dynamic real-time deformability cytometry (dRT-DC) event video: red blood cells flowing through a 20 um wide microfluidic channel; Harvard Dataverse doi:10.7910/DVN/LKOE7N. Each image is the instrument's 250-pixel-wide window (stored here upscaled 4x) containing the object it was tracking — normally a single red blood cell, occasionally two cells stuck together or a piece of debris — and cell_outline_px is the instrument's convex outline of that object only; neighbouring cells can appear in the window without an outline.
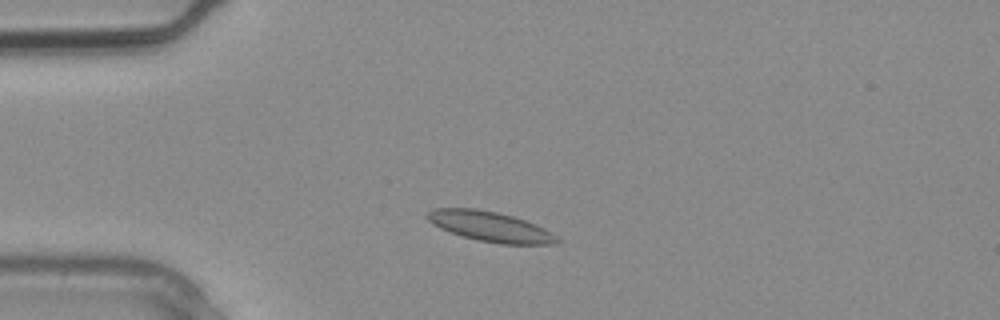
{"species": "common noctule bat (a hibernating species)", "species_latin": "Nyctalus noctula", "temperature_condition": "warm", "stored_images_in_passage": 2, "camera_frame_rate_fps": 3000, "um_per_image_px": 0.085, "animal": {"sex": "male", "body_mass_g": 20.4}, "frame": {"image": 1, "passage_image": 2, "time_ms": 0.333, "image_size_px": [1000, 320], "cell_outline_px": [[560, 240], [552, 244], [500, 244], [480, 240], [464, 236], [440, 228], [432, 224], [424, 216], [432, 208], [476, 208], [496, 212], [512, 216], [536, 224], [544, 228], [556, 236]], "centroid_in_image_um": [41.63, 19.24], "position_along_channel_um": 43.4, "area_um2": 22.48}}